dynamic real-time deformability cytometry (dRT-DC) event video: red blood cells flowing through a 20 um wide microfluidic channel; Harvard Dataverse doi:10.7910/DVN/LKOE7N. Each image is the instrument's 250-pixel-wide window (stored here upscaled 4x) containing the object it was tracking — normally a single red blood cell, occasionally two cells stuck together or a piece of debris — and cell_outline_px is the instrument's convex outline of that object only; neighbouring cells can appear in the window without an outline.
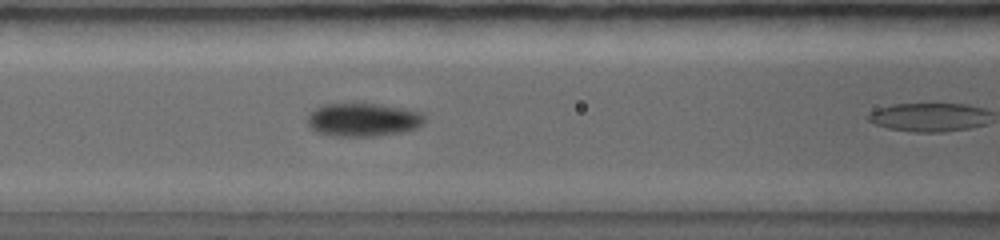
{"species": "common noctule bat (a hibernating species)", "species_latin": "Nyctalus noctula", "temperature_condition": "warm", "stored_images_in_passage": 5, "camera_frame_rate_fps": 5000, "um_per_image_px": 0.085, "animal": {"sex": "female", "body_mass_g": 19.0, "forearm_length_mm": 56.7}, "frame": {"image": 1, "passage_image": 4, "time_ms": 1.6, "image_size_px": [1000, 240], "cell_outline_px": [[424, 124], [416, 128], [404, 132], [376, 136], [332, 136], [316, 132], [308, 124], [308, 112], [312, 108], [320, 104], [384, 104], [424, 112]], "centroid_in_image_um": [30.87, 10.17], "position_along_channel_um": 135.7, "area_um2": 23.18}}